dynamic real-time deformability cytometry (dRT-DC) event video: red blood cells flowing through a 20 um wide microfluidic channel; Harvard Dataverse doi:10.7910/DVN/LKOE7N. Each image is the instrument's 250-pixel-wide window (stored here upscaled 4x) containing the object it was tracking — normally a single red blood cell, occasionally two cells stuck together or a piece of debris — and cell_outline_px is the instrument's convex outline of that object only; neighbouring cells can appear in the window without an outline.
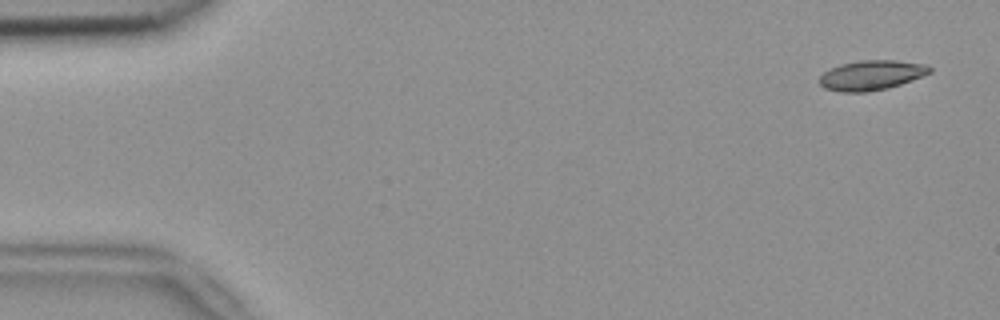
{"species": "common noctule bat (a hibernating species)", "species_latin": "Nyctalus noctula", "temperature_condition": "room temperature", "stored_images_in_passage": 52, "camera_frame_rate_fps": 3000, "um_per_image_px": 0.085, "animal": {"sex": "female", "body_mass_g": 18.4}, "frame": {"image": 1, "passage_image": 1, "time_ms": 0.0, "image_size_px": [1000, 320], "cell_outline_px": [[932, 72], [900, 84], [888, 88], [864, 92], [840, 92], [824, 88], [820, 84], [820, 76], [824, 72], [840, 64], [860, 60], [896, 60], [924, 64], [932, 68]], "centroid_in_image_um": [74.06, 6.39], "position_along_channel_um": 10.9, "area_um2": 19.02}}
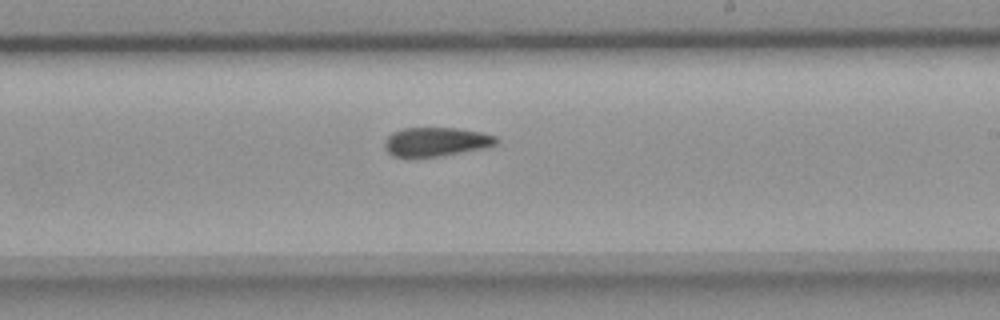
{"frame": {"image": 2, "passage_image": 30, "time_ms": 9.667, "image_size_px": [1000, 320], "cell_outline_px": [[500, 140], [496, 144], [484, 148], [440, 156], [412, 160], [392, 156], [384, 148], [384, 140], [392, 132], [400, 128], [456, 128], [480, 132], [496, 136]], "centroid_in_image_um": [36.99, 12.09], "position_along_channel_um": 252.0, "area_um2": 19.48}}
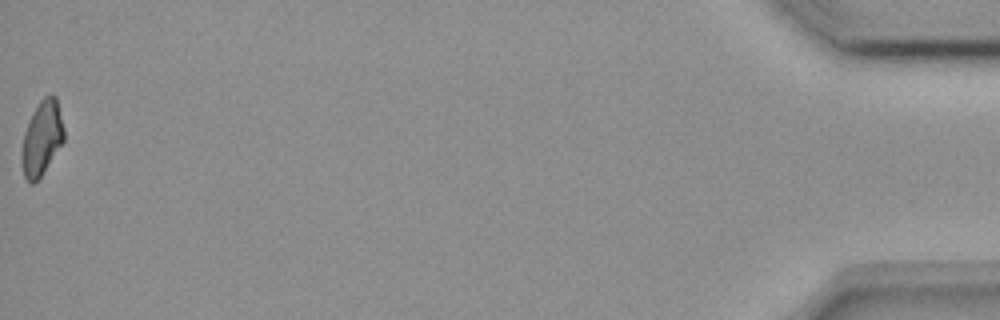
{"frame": {"image": 3, "passage_image": 52, "time_ms": 17.0, "image_size_px": [1000, 320], "cell_outline_px": [[64, 140], [40, 176], [32, 184], [24, 176], [20, 152], [24, 132], [32, 112], [40, 100], [44, 96], [52, 92], [56, 96], [64, 128]], "centroid_in_image_um": [3.55, 11.68], "position_along_channel_um": 431.7, "area_um2": 18.21}, "authors_computed_cell_mechanics": {"area_um2": 19.3341, "velocity_mm_per_s": 3.7999, "shape_relaxation_time_tau1_ms": null, "shape_relaxation_time_tau2_ms": 8.4542, "deformation_change_tau1": null, "deformation_change_tau2": 0.1654}}